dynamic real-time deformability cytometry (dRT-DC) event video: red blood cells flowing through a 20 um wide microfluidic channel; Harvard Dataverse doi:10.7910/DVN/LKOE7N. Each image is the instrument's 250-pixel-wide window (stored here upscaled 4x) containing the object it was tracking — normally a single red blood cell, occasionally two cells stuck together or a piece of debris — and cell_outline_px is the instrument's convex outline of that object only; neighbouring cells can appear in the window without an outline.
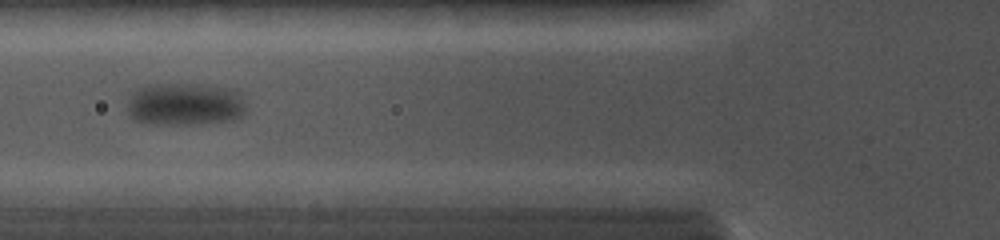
{"species": "common noctule bat (a hibernating species)", "species_latin": "Nyctalus noctula", "temperature_condition": "cold", "stored_images_in_passage": 10, "camera_frame_rate_fps": 5000, "um_per_image_px": 0.085, "animal": {"sex": "female", "body_mass_g": 19.0, "forearm_length_mm": 56.7}, "frame": {"image": 1, "passage_image": 7, "time_ms": 6.0, "image_size_px": [1000, 240], "cell_outline_px": [[244, 112], [240, 116], [232, 120], [196, 124], [156, 124], [136, 120], [128, 116], [128, 104], [132, 92], [140, 84], [192, 84], [232, 88], [236, 92], [244, 104]], "centroid_in_image_um": [15.65, 8.85], "position_along_channel_um": 110.2, "area_um2": 29.54}}
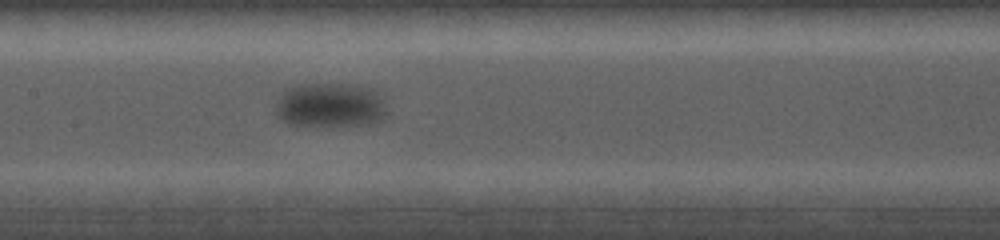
{"frame": {"image": 2, "passage_image": 9, "time_ms": 7.8, "image_size_px": [1000, 240], "cell_outline_px": [[388, 116], [384, 120], [372, 124], [288, 124], [276, 116], [276, 108], [280, 96], [284, 88], [296, 84], [356, 84], [372, 88], [380, 96], [384, 104]], "centroid_in_image_um": [28.09, 8.91], "position_along_channel_um": 179.3, "area_um2": 28.84}}
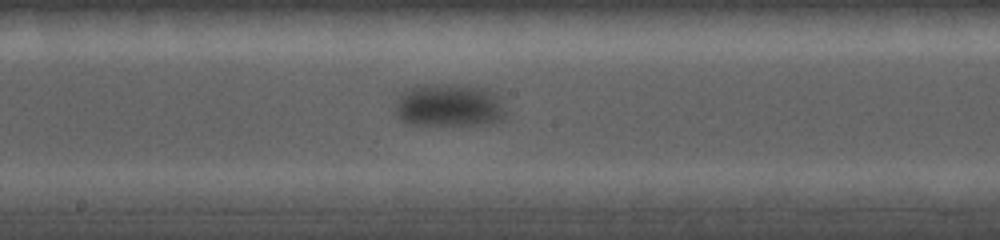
{"frame": {"image": 3, "passage_image": 10, "time_ms": 8.6, "image_size_px": [1000, 240], "cell_outline_px": [[504, 120], [492, 124], [408, 124], [400, 120], [396, 112], [396, 104], [400, 92], [408, 88], [420, 84], [468, 84], [488, 88], [496, 92], [504, 112]], "centroid_in_image_um": [38.18, 8.92], "position_along_channel_um": 210.0, "area_um2": 28.09}}